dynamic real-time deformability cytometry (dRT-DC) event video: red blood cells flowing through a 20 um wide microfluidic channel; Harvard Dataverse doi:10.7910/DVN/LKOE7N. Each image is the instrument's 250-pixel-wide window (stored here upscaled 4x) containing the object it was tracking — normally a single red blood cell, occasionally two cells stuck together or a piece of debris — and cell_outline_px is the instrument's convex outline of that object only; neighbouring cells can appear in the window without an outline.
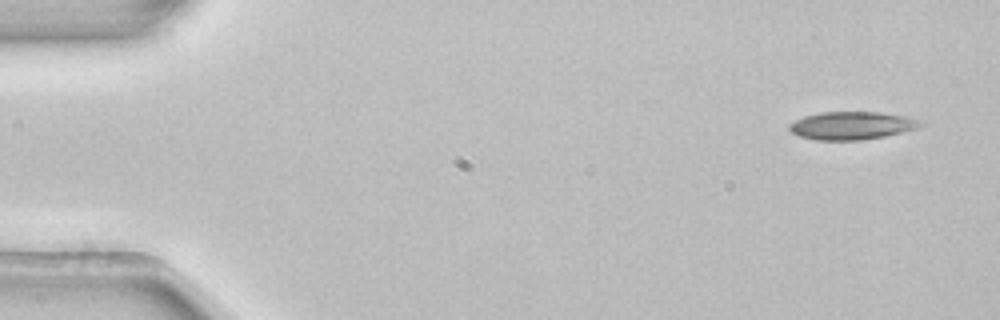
{"species": "common noctule bat (a hibernating species)", "species_latin": "Nyctalus noctula", "temperature_condition": "room temperature", "stored_images_in_passage": 4, "camera_frame_rate_fps": 3000, "um_per_image_px": 0.085, "animal": {"sex": "female", "body_mass_g": 22.7, "forearm_length_mm": 54.2}, "frame": {"image": 1, "passage_image": 1, "time_ms": 0.0, "image_size_px": [1000, 320], "cell_outline_px": [[924, 124], [920, 128], [884, 136], [860, 140], [816, 140], [800, 136], [792, 132], [788, 128], [788, 124], [804, 116], [820, 112], [880, 112], [904, 116], [916, 120]], "centroid_in_image_um": [72.38, 10.67], "position_along_channel_um": 12.6, "area_um2": 21.21}}
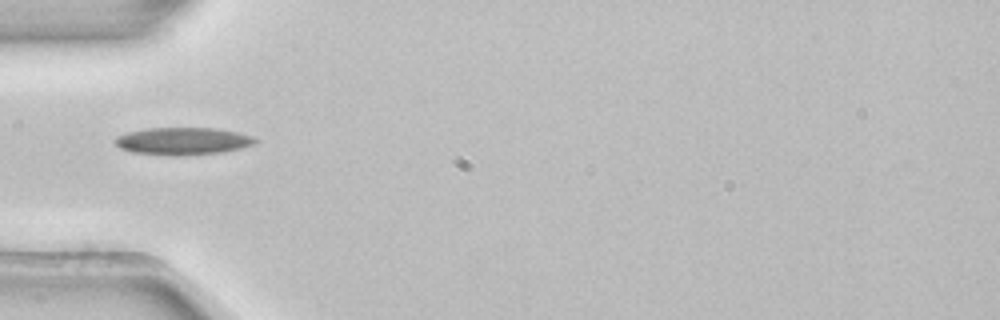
{"frame": {"image": 2, "passage_image": 4, "time_ms": 1.0, "image_size_px": [1000, 320], "cell_outline_px": [[256, 140], [252, 144], [240, 148], [224, 152], [184, 156], [168, 156], [132, 152], [120, 148], [112, 140], [116, 136], [128, 132], [148, 128], [216, 128], [240, 132], [252, 136]], "centroid_in_image_um": [15.51, 12.0], "position_along_channel_um": 69.5, "area_um2": 22.6}}